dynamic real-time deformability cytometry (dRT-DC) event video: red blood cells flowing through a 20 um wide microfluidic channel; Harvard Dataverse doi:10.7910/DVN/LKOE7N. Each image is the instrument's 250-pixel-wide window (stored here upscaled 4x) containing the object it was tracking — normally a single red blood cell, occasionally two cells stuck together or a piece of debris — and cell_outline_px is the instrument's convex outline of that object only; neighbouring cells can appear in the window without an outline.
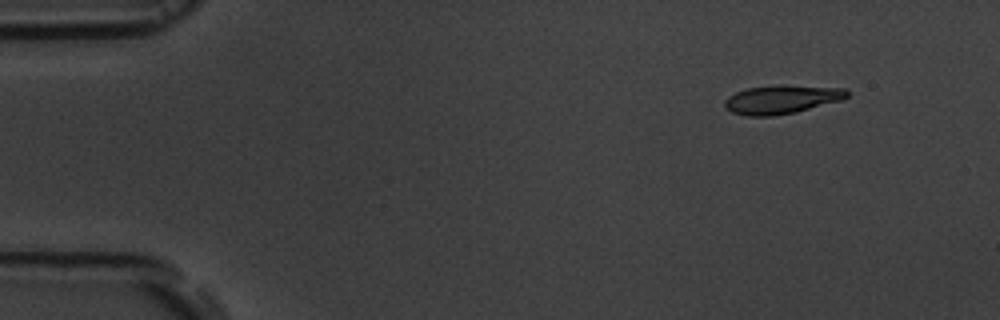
{"species": "common noctule bat (a hibernating species)", "species_latin": "Nyctalus noctula", "temperature_condition": "room temperature", "stored_images_in_passage": 5, "segment_of_instrument_passage": [1, 2], "camera_frame_rate_fps": 3000, "um_per_image_px": 0.085, "animal": {"sex": "male", "body_mass_g": 19.5, "forearm_length_mm": 54.6}, "frame": {"image": 1, "passage_image": 1, "time_ms": 0.0, "image_size_px": [1000, 320], "cell_outline_px": [[848, 96], [840, 100], [796, 112], [772, 116], [748, 116], [732, 112], [724, 108], [724, 100], [728, 96], [736, 92], [748, 88], [780, 84], [844, 88], [848, 92]], "centroid_in_image_um": [66.4, 8.44], "position_along_channel_um": 18.6, "area_um2": 20.46}}
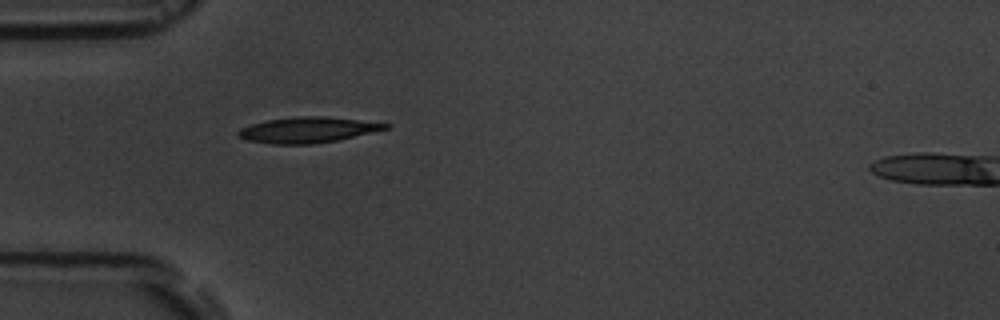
{"frame": {"image": 2, "passage_image": 4, "time_ms": 3.667, "image_size_px": [1000, 320], "cell_outline_px": [[392, 124], [388, 128], [336, 140], [312, 144], [272, 144], [248, 140], [236, 136], [236, 132], [240, 128], [252, 124], [268, 120], [292, 116], [324, 116]], "centroid_in_image_um": [26.09, 11.04], "position_along_channel_um": 58.9, "area_um2": 21.79}}